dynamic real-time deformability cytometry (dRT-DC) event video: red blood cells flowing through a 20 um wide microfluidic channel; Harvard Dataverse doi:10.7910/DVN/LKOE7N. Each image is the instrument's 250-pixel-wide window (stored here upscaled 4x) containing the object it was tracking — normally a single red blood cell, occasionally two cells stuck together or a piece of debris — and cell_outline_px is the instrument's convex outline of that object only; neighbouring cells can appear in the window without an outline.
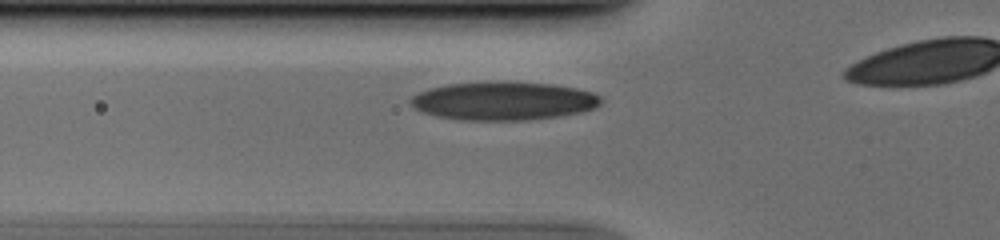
{"species": "human", "species_latin": "Homo sapiens", "temperature_condition": "cold", "stored_images_in_passage": 27, "camera_frame_rate_fps": 3000, "um_per_image_px": 0.085, "donor": {"sex": "male"}, "frame": {"image": 1, "passage_image": 6, "time_ms": 1.667, "image_size_px": [1000, 240], "cell_outline_px": [[604, 100], [600, 104], [592, 108], [580, 112], [560, 116], [532, 120], [460, 120], [436, 116], [412, 108], [408, 104], [408, 100], [412, 96], [420, 92], [432, 88], [448, 84], [500, 80], [508, 80], [552, 84], [576, 88], [592, 92], [600, 96]], "centroid_in_image_um": [42.78, 8.56], "position_along_channel_um": 83.0, "area_um2": 43.23}}
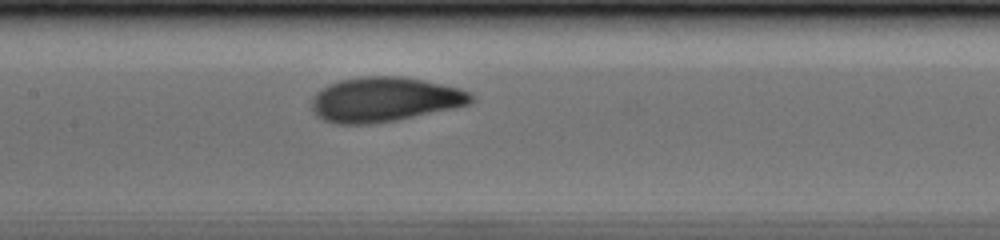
{"frame": {"image": 2, "passage_image": 13, "time_ms": 4.0, "image_size_px": [1000, 240], "cell_outline_px": [[476, 100], [472, 104], [396, 120], [372, 124], [336, 124], [324, 120], [316, 116], [312, 112], [312, 100], [316, 92], [328, 84], [340, 80], [360, 76], [400, 76], [424, 80], [460, 88], [468, 92]], "centroid_in_image_um": [32.67, 8.45], "position_along_channel_um": 174.7, "area_um2": 41.67}}
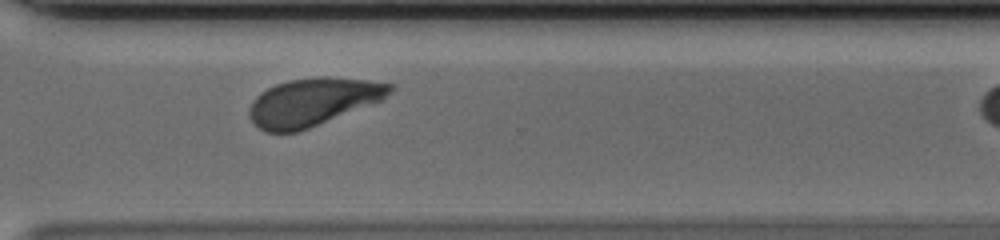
{"frame": {"image": 3, "passage_image": 26, "time_ms": 8.333, "image_size_px": [1000, 240], "cell_outline_px": [[396, 88], [380, 100], [308, 128], [296, 132], [264, 132], [248, 116], [248, 108], [252, 100], [260, 92], [276, 84], [288, 80], [320, 76], [368, 80], [396, 84]], "centroid_in_image_um": [26.56, 8.64], "position_along_channel_um": 344.0, "area_um2": 38.78}}